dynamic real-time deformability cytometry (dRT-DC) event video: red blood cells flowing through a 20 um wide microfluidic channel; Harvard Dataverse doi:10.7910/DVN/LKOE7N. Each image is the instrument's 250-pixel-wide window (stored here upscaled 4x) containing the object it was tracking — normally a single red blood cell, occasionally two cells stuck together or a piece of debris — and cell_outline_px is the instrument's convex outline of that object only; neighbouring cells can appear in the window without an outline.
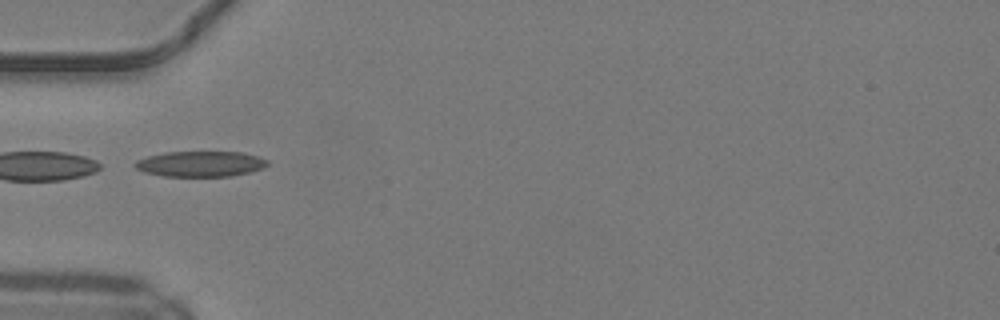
{"species": "common noctule bat (a hibernating species)", "species_latin": "Nyctalus noctula", "temperature_condition": "warm", "stored_images_in_passage": 20, "camera_frame_rate_fps": 3000, "um_per_image_px": 0.085, "animal": {"sex": "male", "body_mass_g": 19.2, "forearm_length_mm": 51.8}, "frame": {"image": 1, "passage_image": 1, "time_ms": 0.0, "image_size_px": [1000, 320], "cell_outline_px": [[268, 164], [264, 168], [252, 172], [232, 176], [164, 176], [144, 172], [136, 168], [132, 164], [136, 160], [148, 156], [164, 152], [244, 152], [260, 156], [268, 160]], "centroid_in_image_um": [17.07, 13.93], "position_along_channel_um": 67.9, "area_um2": 19.94}}
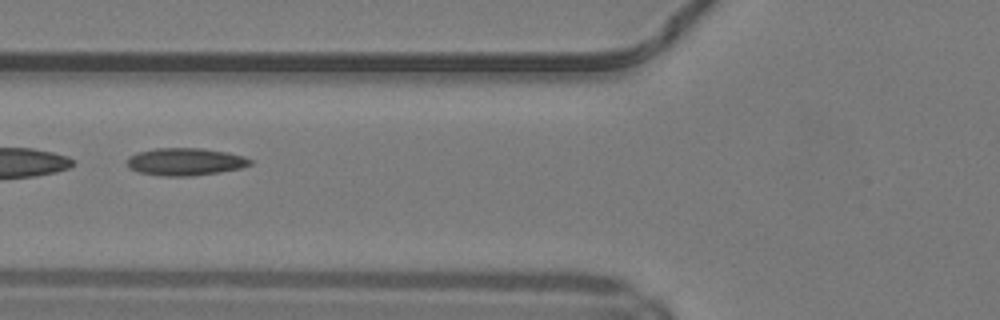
{"frame": {"image": 2, "passage_image": 4, "time_ms": 1.0, "image_size_px": [1000, 320], "cell_outline_px": [[252, 164], [244, 168], [220, 172], [192, 176], [164, 176], [140, 172], [128, 168], [128, 156], [136, 152], [156, 148], [200, 148], [228, 152], [244, 156], [252, 160]], "centroid_in_image_um": [15.78, 13.74], "position_along_channel_um": 110.0, "area_um2": 19.88}}